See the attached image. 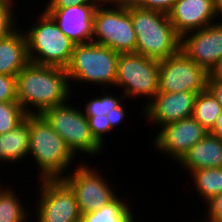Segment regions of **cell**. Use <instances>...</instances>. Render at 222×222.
<instances>
[{
  "label": "cell",
  "mask_w": 222,
  "mask_h": 222,
  "mask_svg": "<svg viewBox=\"0 0 222 222\" xmlns=\"http://www.w3.org/2000/svg\"><path fill=\"white\" fill-rule=\"evenodd\" d=\"M72 85L64 68L29 62L16 75L17 101L27 114H41L70 102Z\"/></svg>",
  "instance_id": "obj_1"
},
{
  "label": "cell",
  "mask_w": 222,
  "mask_h": 222,
  "mask_svg": "<svg viewBox=\"0 0 222 222\" xmlns=\"http://www.w3.org/2000/svg\"><path fill=\"white\" fill-rule=\"evenodd\" d=\"M30 155L39 170L38 180L62 179L68 173L67 169L74 166L71 163L76 160L65 141L41 114H29L28 156Z\"/></svg>",
  "instance_id": "obj_2"
},
{
  "label": "cell",
  "mask_w": 222,
  "mask_h": 222,
  "mask_svg": "<svg viewBox=\"0 0 222 222\" xmlns=\"http://www.w3.org/2000/svg\"><path fill=\"white\" fill-rule=\"evenodd\" d=\"M130 15L137 38L136 53L160 61L181 50V37L168 14L133 4L130 5Z\"/></svg>",
  "instance_id": "obj_3"
},
{
  "label": "cell",
  "mask_w": 222,
  "mask_h": 222,
  "mask_svg": "<svg viewBox=\"0 0 222 222\" xmlns=\"http://www.w3.org/2000/svg\"><path fill=\"white\" fill-rule=\"evenodd\" d=\"M119 55L109 47L92 41L75 44L70 62L65 68L69 82H78L80 86L91 83L108 90L109 86H115Z\"/></svg>",
  "instance_id": "obj_4"
},
{
  "label": "cell",
  "mask_w": 222,
  "mask_h": 222,
  "mask_svg": "<svg viewBox=\"0 0 222 222\" xmlns=\"http://www.w3.org/2000/svg\"><path fill=\"white\" fill-rule=\"evenodd\" d=\"M35 24L23 29L30 62L66 68L75 46L56 25L55 21L43 10Z\"/></svg>",
  "instance_id": "obj_5"
},
{
  "label": "cell",
  "mask_w": 222,
  "mask_h": 222,
  "mask_svg": "<svg viewBox=\"0 0 222 222\" xmlns=\"http://www.w3.org/2000/svg\"><path fill=\"white\" fill-rule=\"evenodd\" d=\"M158 79L159 60L138 53H120L115 87L122 88V94L127 100L145 96L144 109L159 92Z\"/></svg>",
  "instance_id": "obj_6"
},
{
  "label": "cell",
  "mask_w": 222,
  "mask_h": 222,
  "mask_svg": "<svg viewBox=\"0 0 222 222\" xmlns=\"http://www.w3.org/2000/svg\"><path fill=\"white\" fill-rule=\"evenodd\" d=\"M74 106L65 102L45 109L41 115L65 141L75 156L77 154L96 156L101 153L104 147L92 136L88 119L83 110Z\"/></svg>",
  "instance_id": "obj_7"
},
{
  "label": "cell",
  "mask_w": 222,
  "mask_h": 222,
  "mask_svg": "<svg viewBox=\"0 0 222 222\" xmlns=\"http://www.w3.org/2000/svg\"><path fill=\"white\" fill-rule=\"evenodd\" d=\"M110 7V8H109ZM97 6L93 17V39L118 53H136V33L130 6Z\"/></svg>",
  "instance_id": "obj_8"
},
{
  "label": "cell",
  "mask_w": 222,
  "mask_h": 222,
  "mask_svg": "<svg viewBox=\"0 0 222 222\" xmlns=\"http://www.w3.org/2000/svg\"><path fill=\"white\" fill-rule=\"evenodd\" d=\"M36 222H81L75 194L62 179L38 181Z\"/></svg>",
  "instance_id": "obj_9"
},
{
  "label": "cell",
  "mask_w": 222,
  "mask_h": 222,
  "mask_svg": "<svg viewBox=\"0 0 222 222\" xmlns=\"http://www.w3.org/2000/svg\"><path fill=\"white\" fill-rule=\"evenodd\" d=\"M88 165L80 162L72 173L68 172L62 178L74 192L81 215L100 209L118 195V191L114 192V187L102 175L103 172L99 173L96 168L92 169Z\"/></svg>",
  "instance_id": "obj_10"
},
{
  "label": "cell",
  "mask_w": 222,
  "mask_h": 222,
  "mask_svg": "<svg viewBox=\"0 0 222 222\" xmlns=\"http://www.w3.org/2000/svg\"><path fill=\"white\" fill-rule=\"evenodd\" d=\"M208 72L182 50L159 61V92H196L207 87Z\"/></svg>",
  "instance_id": "obj_11"
},
{
  "label": "cell",
  "mask_w": 222,
  "mask_h": 222,
  "mask_svg": "<svg viewBox=\"0 0 222 222\" xmlns=\"http://www.w3.org/2000/svg\"><path fill=\"white\" fill-rule=\"evenodd\" d=\"M154 136L153 147L177 162L208 133L192 116L164 125Z\"/></svg>",
  "instance_id": "obj_12"
},
{
  "label": "cell",
  "mask_w": 222,
  "mask_h": 222,
  "mask_svg": "<svg viewBox=\"0 0 222 222\" xmlns=\"http://www.w3.org/2000/svg\"><path fill=\"white\" fill-rule=\"evenodd\" d=\"M181 50L208 72L222 57V25L215 22L185 34Z\"/></svg>",
  "instance_id": "obj_13"
},
{
  "label": "cell",
  "mask_w": 222,
  "mask_h": 222,
  "mask_svg": "<svg viewBox=\"0 0 222 222\" xmlns=\"http://www.w3.org/2000/svg\"><path fill=\"white\" fill-rule=\"evenodd\" d=\"M196 92H158L153 100L142 109V115L157 124L159 128L191 117L195 105ZM148 118V119H147ZM155 122V123H153Z\"/></svg>",
  "instance_id": "obj_14"
},
{
  "label": "cell",
  "mask_w": 222,
  "mask_h": 222,
  "mask_svg": "<svg viewBox=\"0 0 222 222\" xmlns=\"http://www.w3.org/2000/svg\"><path fill=\"white\" fill-rule=\"evenodd\" d=\"M97 6L81 4L43 10L72 42L82 44L93 39V17Z\"/></svg>",
  "instance_id": "obj_15"
},
{
  "label": "cell",
  "mask_w": 222,
  "mask_h": 222,
  "mask_svg": "<svg viewBox=\"0 0 222 222\" xmlns=\"http://www.w3.org/2000/svg\"><path fill=\"white\" fill-rule=\"evenodd\" d=\"M217 0H177L168 13L170 22L182 38L216 21Z\"/></svg>",
  "instance_id": "obj_16"
},
{
  "label": "cell",
  "mask_w": 222,
  "mask_h": 222,
  "mask_svg": "<svg viewBox=\"0 0 222 222\" xmlns=\"http://www.w3.org/2000/svg\"><path fill=\"white\" fill-rule=\"evenodd\" d=\"M190 175L201 168H222V140L208 133L177 162Z\"/></svg>",
  "instance_id": "obj_17"
},
{
  "label": "cell",
  "mask_w": 222,
  "mask_h": 222,
  "mask_svg": "<svg viewBox=\"0 0 222 222\" xmlns=\"http://www.w3.org/2000/svg\"><path fill=\"white\" fill-rule=\"evenodd\" d=\"M29 62L23 29L17 28L9 36L0 39V74L16 76Z\"/></svg>",
  "instance_id": "obj_18"
},
{
  "label": "cell",
  "mask_w": 222,
  "mask_h": 222,
  "mask_svg": "<svg viewBox=\"0 0 222 222\" xmlns=\"http://www.w3.org/2000/svg\"><path fill=\"white\" fill-rule=\"evenodd\" d=\"M29 114L15 129L0 134V163L20 162L28 157ZM27 156V157H26ZM24 158V159H23Z\"/></svg>",
  "instance_id": "obj_19"
},
{
  "label": "cell",
  "mask_w": 222,
  "mask_h": 222,
  "mask_svg": "<svg viewBox=\"0 0 222 222\" xmlns=\"http://www.w3.org/2000/svg\"><path fill=\"white\" fill-rule=\"evenodd\" d=\"M120 196L98 210L83 214L81 222H137L129 205L131 202H128V199L126 202V199Z\"/></svg>",
  "instance_id": "obj_20"
},
{
  "label": "cell",
  "mask_w": 222,
  "mask_h": 222,
  "mask_svg": "<svg viewBox=\"0 0 222 222\" xmlns=\"http://www.w3.org/2000/svg\"><path fill=\"white\" fill-rule=\"evenodd\" d=\"M190 177L203 203L222 193V168H201L193 171Z\"/></svg>",
  "instance_id": "obj_21"
},
{
  "label": "cell",
  "mask_w": 222,
  "mask_h": 222,
  "mask_svg": "<svg viewBox=\"0 0 222 222\" xmlns=\"http://www.w3.org/2000/svg\"><path fill=\"white\" fill-rule=\"evenodd\" d=\"M16 193L15 189L11 187L5 188L0 182V222L32 221L28 220L29 218L31 219L29 214L32 216L31 210L29 211L22 205V199L20 200L18 193Z\"/></svg>",
  "instance_id": "obj_22"
},
{
  "label": "cell",
  "mask_w": 222,
  "mask_h": 222,
  "mask_svg": "<svg viewBox=\"0 0 222 222\" xmlns=\"http://www.w3.org/2000/svg\"><path fill=\"white\" fill-rule=\"evenodd\" d=\"M221 112V104L207 88L197 94L192 117L207 131L210 132L215 126Z\"/></svg>",
  "instance_id": "obj_23"
},
{
  "label": "cell",
  "mask_w": 222,
  "mask_h": 222,
  "mask_svg": "<svg viewBox=\"0 0 222 222\" xmlns=\"http://www.w3.org/2000/svg\"><path fill=\"white\" fill-rule=\"evenodd\" d=\"M105 91V95H99L94 98V96L91 98V100L87 101L83 110L85 116H101V115H107L112 109L118 107L122 101L124 102L125 97L124 95H120V98H118V95L115 96V94H111L106 92L107 90L101 89V92L103 93ZM122 96V97H121Z\"/></svg>",
  "instance_id": "obj_24"
},
{
  "label": "cell",
  "mask_w": 222,
  "mask_h": 222,
  "mask_svg": "<svg viewBox=\"0 0 222 222\" xmlns=\"http://www.w3.org/2000/svg\"><path fill=\"white\" fill-rule=\"evenodd\" d=\"M26 116L18 101L0 102V134L15 129Z\"/></svg>",
  "instance_id": "obj_25"
},
{
  "label": "cell",
  "mask_w": 222,
  "mask_h": 222,
  "mask_svg": "<svg viewBox=\"0 0 222 222\" xmlns=\"http://www.w3.org/2000/svg\"><path fill=\"white\" fill-rule=\"evenodd\" d=\"M14 0H0V39L9 36L19 26L20 19L14 13Z\"/></svg>",
  "instance_id": "obj_26"
},
{
  "label": "cell",
  "mask_w": 222,
  "mask_h": 222,
  "mask_svg": "<svg viewBox=\"0 0 222 222\" xmlns=\"http://www.w3.org/2000/svg\"><path fill=\"white\" fill-rule=\"evenodd\" d=\"M88 124L94 139L103 147L106 141L105 134H109L113 131L106 115L86 116Z\"/></svg>",
  "instance_id": "obj_27"
},
{
  "label": "cell",
  "mask_w": 222,
  "mask_h": 222,
  "mask_svg": "<svg viewBox=\"0 0 222 222\" xmlns=\"http://www.w3.org/2000/svg\"><path fill=\"white\" fill-rule=\"evenodd\" d=\"M17 101L16 76L0 74V102Z\"/></svg>",
  "instance_id": "obj_28"
},
{
  "label": "cell",
  "mask_w": 222,
  "mask_h": 222,
  "mask_svg": "<svg viewBox=\"0 0 222 222\" xmlns=\"http://www.w3.org/2000/svg\"><path fill=\"white\" fill-rule=\"evenodd\" d=\"M177 0H135V5L147 10L168 14Z\"/></svg>",
  "instance_id": "obj_29"
},
{
  "label": "cell",
  "mask_w": 222,
  "mask_h": 222,
  "mask_svg": "<svg viewBox=\"0 0 222 222\" xmlns=\"http://www.w3.org/2000/svg\"><path fill=\"white\" fill-rule=\"evenodd\" d=\"M206 219L209 222H222V193L206 202Z\"/></svg>",
  "instance_id": "obj_30"
},
{
  "label": "cell",
  "mask_w": 222,
  "mask_h": 222,
  "mask_svg": "<svg viewBox=\"0 0 222 222\" xmlns=\"http://www.w3.org/2000/svg\"><path fill=\"white\" fill-rule=\"evenodd\" d=\"M125 103H121L118 107L112 109L106 116L108 118V121L110 123L111 128L114 130L116 127H118L120 124H123L125 121V117L127 114V110L125 109Z\"/></svg>",
  "instance_id": "obj_31"
},
{
  "label": "cell",
  "mask_w": 222,
  "mask_h": 222,
  "mask_svg": "<svg viewBox=\"0 0 222 222\" xmlns=\"http://www.w3.org/2000/svg\"><path fill=\"white\" fill-rule=\"evenodd\" d=\"M81 4H97V2L96 0H49L45 5L46 8H61Z\"/></svg>",
  "instance_id": "obj_32"
},
{
  "label": "cell",
  "mask_w": 222,
  "mask_h": 222,
  "mask_svg": "<svg viewBox=\"0 0 222 222\" xmlns=\"http://www.w3.org/2000/svg\"><path fill=\"white\" fill-rule=\"evenodd\" d=\"M222 106V81L207 80L206 87Z\"/></svg>",
  "instance_id": "obj_33"
},
{
  "label": "cell",
  "mask_w": 222,
  "mask_h": 222,
  "mask_svg": "<svg viewBox=\"0 0 222 222\" xmlns=\"http://www.w3.org/2000/svg\"><path fill=\"white\" fill-rule=\"evenodd\" d=\"M207 80L222 81V57L209 69Z\"/></svg>",
  "instance_id": "obj_34"
},
{
  "label": "cell",
  "mask_w": 222,
  "mask_h": 222,
  "mask_svg": "<svg viewBox=\"0 0 222 222\" xmlns=\"http://www.w3.org/2000/svg\"><path fill=\"white\" fill-rule=\"evenodd\" d=\"M98 6L128 7L135 3V0H96Z\"/></svg>",
  "instance_id": "obj_35"
},
{
  "label": "cell",
  "mask_w": 222,
  "mask_h": 222,
  "mask_svg": "<svg viewBox=\"0 0 222 222\" xmlns=\"http://www.w3.org/2000/svg\"><path fill=\"white\" fill-rule=\"evenodd\" d=\"M212 136L222 140V112L217 117V121L215 126L212 128V130L209 132Z\"/></svg>",
  "instance_id": "obj_36"
},
{
  "label": "cell",
  "mask_w": 222,
  "mask_h": 222,
  "mask_svg": "<svg viewBox=\"0 0 222 222\" xmlns=\"http://www.w3.org/2000/svg\"><path fill=\"white\" fill-rule=\"evenodd\" d=\"M222 0H217L216 6V23L222 25ZM221 20V21H220Z\"/></svg>",
  "instance_id": "obj_37"
}]
</instances>
